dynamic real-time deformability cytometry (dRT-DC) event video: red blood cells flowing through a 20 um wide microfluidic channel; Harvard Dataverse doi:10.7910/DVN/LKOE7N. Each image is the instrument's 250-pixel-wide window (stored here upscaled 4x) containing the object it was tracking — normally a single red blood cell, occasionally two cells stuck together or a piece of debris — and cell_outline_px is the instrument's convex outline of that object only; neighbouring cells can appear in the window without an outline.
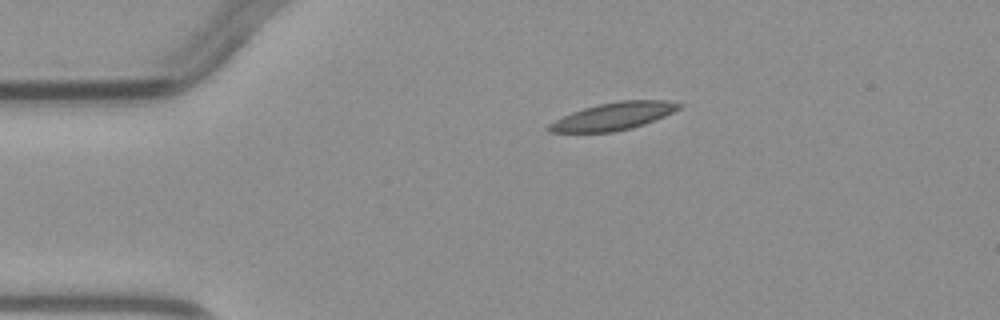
{"species": "common noctule bat (a hibernating species)", "species_latin": "Nyctalus noctula", "temperature_condition": "warm", "stored_images_in_passage": 4, "camera_frame_rate_fps": 3000, "um_per_image_px": 0.085, "animal": {"sex": "male", "body_mass_g": 23.1, "forearm_length_mm": 52.7}, "frame": {"image": 1, "passage_image": 4, "time_ms": 3.667, "image_size_px": [1000, 320], "cell_outline_px": [[684, 104], [680, 108], [664, 116], [644, 124], [632, 128], [612, 132], [548, 132], [544, 128], [548, 124], [572, 112], [584, 108], [600, 104], [620, 100], [668, 100]], "centroid_in_image_um": [52.14, 9.88], "position_along_channel_um": 32.9, "area_um2": 20.75}}